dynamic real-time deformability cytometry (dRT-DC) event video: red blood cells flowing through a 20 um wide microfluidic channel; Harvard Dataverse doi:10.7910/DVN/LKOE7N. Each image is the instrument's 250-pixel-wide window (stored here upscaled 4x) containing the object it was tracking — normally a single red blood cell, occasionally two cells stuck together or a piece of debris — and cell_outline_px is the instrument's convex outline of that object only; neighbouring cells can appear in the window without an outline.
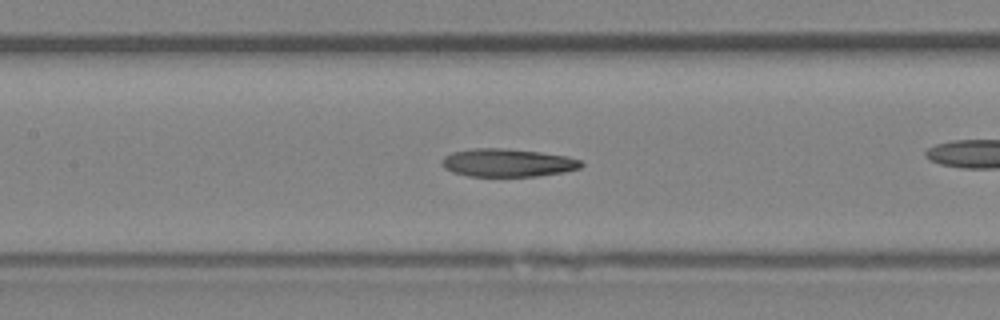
{"species": "Egyptian fruit bat (a non-hibernating species)", "species_latin": "Rousettus aegyptiacus", "temperature_condition": "room temperature", "stored_images_in_passage": 38, "camera_frame_rate_fps": 3000, "um_per_image_px": 0.085, "animal": {"sex": "female"}, "frame": {"image": 1, "passage_image": 22, "time_ms": 7.0, "image_size_px": [1000, 320], "cell_outline_px": [[584, 164], [580, 168], [564, 172], [536, 176], [468, 176], [452, 172], [444, 168], [440, 164], [440, 160], [444, 156], [452, 152], [472, 148], [504, 148], [540, 152], [568, 156], [580, 160]], "centroid_in_image_um": [43.11, 13.83], "position_along_channel_um": 164.3, "area_um2": 22.95}}